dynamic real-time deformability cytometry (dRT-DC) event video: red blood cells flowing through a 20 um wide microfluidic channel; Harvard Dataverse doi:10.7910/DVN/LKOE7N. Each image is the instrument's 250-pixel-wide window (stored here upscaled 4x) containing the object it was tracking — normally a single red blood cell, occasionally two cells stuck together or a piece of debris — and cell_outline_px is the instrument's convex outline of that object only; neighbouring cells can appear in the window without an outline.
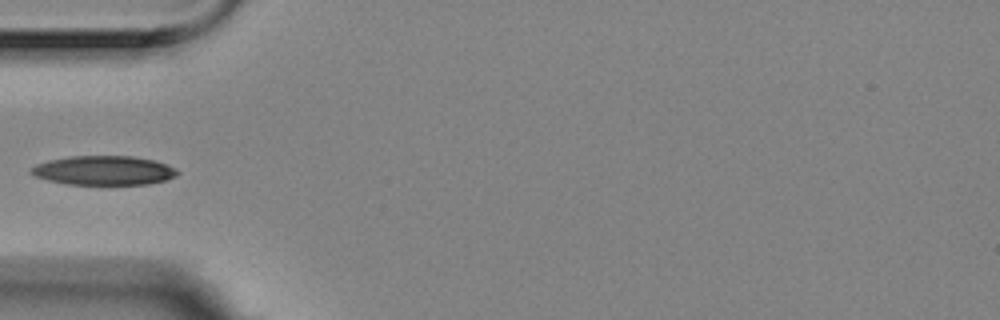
{"species": "Egyptian fruit bat (a non-hibernating species)", "species_latin": "Rousettus aegyptiacus", "temperature_condition": "room temperature", "stored_images_in_passage": 5, "camera_frame_rate_fps": 3000, "um_per_image_px": 0.085, "animal": {"sex": "female"}, "frame": {"image": 1, "passage_image": 5, "time_ms": 1.333, "image_size_px": [1000, 320], "cell_outline_px": [[180, 172], [176, 176], [164, 180], [148, 184], [68, 184], [48, 180], [36, 176], [28, 172], [36, 164], [48, 160], [72, 156], [132, 156], [152, 160], [176, 168]], "centroid_in_image_um": [8.81, 14.48], "position_along_channel_um": 76.2, "area_um2": 24.68}}